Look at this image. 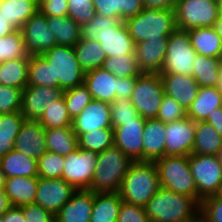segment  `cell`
Segmentation results:
<instances>
[{
    "instance_id": "45",
    "label": "cell",
    "mask_w": 222,
    "mask_h": 222,
    "mask_svg": "<svg viewBox=\"0 0 222 222\" xmlns=\"http://www.w3.org/2000/svg\"><path fill=\"white\" fill-rule=\"evenodd\" d=\"M38 177L44 179L63 178L64 156L46 151L38 160Z\"/></svg>"
},
{
    "instance_id": "51",
    "label": "cell",
    "mask_w": 222,
    "mask_h": 222,
    "mask_svg": "<svg viewBox=\"0 0 222 222\" xmlns=\"http://www.w3.org/2000/svg\"><path fill=\"white\" fill-rule=\"evenodd\" d=\"M68 0H39V12L46 17L68 16Z\"/></svg>"
},
{
    "instance_id": "28",
    "label": "cell",
    "mask_w": 222,
    "mask_h": 222,
    "mask_svg": "<svg viewBox=\"0 0 222 222\" xmlns=\"http://www.w3.org/2000/svg\"><path fill=\"white\" fill-rule=\"evenodd\" d=\"M121 203L119 192L94 193L90 222H117Z\"/></svg>"
},
{
    "instance_id": "20",
    "label": "cell",
    "mask_w": 222,
    "mask_h": 222,
    "mask_svg": "<svg viewBox=\"0 0 222 222\" xmlns=\"http://www.w3.org/2000/svg\"><path fill=\"white\" fill-rule=\"evenodd\" d=\"M168 39H148L135 44L141 73L160 74L163 69Z\"/></svg>"
},
{
    "instance_id": "46",
    "label": "cell",
    "mask_w": 222,
    "mask_h": 222,
    "mask_svg": "<svg viewBox=\"0 0 222 222\" xmlns=\"http://www.w3.org/2000/svg\"><path fill=\"white\" fill-rule=\"evenodd\" d=\"M21 102L22 89L0 84V114L19 112Z\"/></svg>"
},
{
    "instance_id": "9",
    "label": "cell",
    "mask_w": 222,
    "mask_h": 222,
    "mask_svg": "<svg viewBox=\"0 0 222 222\" xmlns=\"http://www.w3.org/2000/svg\"><path fill=\"white\" fill-rule=\"evenodd\" d=\"M197 52L190 43L186 30L176 28L167 41V51L160 75L181 74L192 76Z\"/></svg>"
},
{
    "instance_id": "12",
    "label": "cell",
    "mask_w": 222,
    "mask_h": 222,
    "mask_svg": "<svg viewBox=\"0 0 222 222\" xmlns=\"http://www.w3.org/2000/svg\"><path fill=\"white\" fill-rule=\"evenodd\" d=\"M98 153L77 148L64 156L63 179L76 190H88L91 187L97 165Z\"/></svg>"
},
{
    "instance_id": "41",
    "label": "cell",
    "mask_w": 222,
    "mask_h": 222,
    "mask_svg": "<svg viewBox=\"0 0 222 222\" xmlns=\"http://www.w3.org/2000/svg\"><path fill=\"white\" fill-rule=\"evenodd\" d=\"M28 85L53 87L52 67L41 55H30Z\"/></svg>"
},
{
    "instance_id": "48",
    "label": "cell",
    "mask_w": 222,
    "mask_h": 222,
    "mask_svg": "<svg viewBox=\"0 0 222 222\" xmlns=\"http://www.w3.org/2000/svg\"><path fill=\"white\" fill-rule=\"evenodd\" d=\"M68 17L82 26L96 14L92 0H68Z\"/></svg>"
},
{
    "instance_id": "4",
    "label": "cell",
    "mask_w": 222,
    "mask_h": 222,
    "mask_svg": "<svg viewBox=\"0 0 222 222\" xmlns=\"http://www.w3.org/2000/svg\"><path fill=\"white\" fill-rule=\"evenodd\" d=\"M124 22L134 44L148 39H168L177 28L175 11L169 9L144 8Z\"/></svg>"
},
{
    "instance_id": "23",
    "label": "cell",
    "mask_w": 222,
    "mask_h": 222,
    "mask_svg": "<svg viewBox=\"0 0 222 222\" xmlns=\"http://www.w3.org/2000/svg\"><path fill=\"white\" fill-rule=\"evenodd\" d=\"M164 85V93L188 110L197 97L199 85L193 76L171 74L160 75Z\"/></svg>"
},
{
    "instance_id": "47",
    "label": "cell",
    "mask_w": 222,
    "mask_h": 222,
    "mask_svg": "<svg viewBox=\"0 0 222 222\" xmlns=\"http://www.w3.org/2000/svg\"><path fill=\"white\" fill-rule=\"evenodd\" d=\"M185 117H187V110L175 99L164 94L156 119L164 123H170Z\"/></svg>"
},
{
    "instance_id": "17",
    "label": "cell",
    "mask_w": 222,
    "mask_h": 222,
    "mask_svg": "<svg viewBox=\"0 0 222 222\" xmlns=\"http://www.w3.org/2000/svg\"><path fill=\"white\" fill-rule=\"evenodd\" d=\"M143 117L136 121L123 122L114 128V145L119 148L132 162L143 161Z\"/></svg>"
},
{
    "instance_id": "53",
    "label": "cell",
    "mask_w": 222,
    "mask_h": 222,
    "mask_svg": "<svg viewBox=\"0 0 222 222\" xmlns=\"http://www.w3.org/2000/svg\"><path fill=\"white\" fill-rule=\"evenodd\" d=\"M144 9L142 0H118V19H126L136 16Z\"/></svg>"
},
{
    "instance_id": "39",
    "label": "cell",
    "mask_w": 222,
    "mask_h": 222,
    "mask_svg": "<svg viewBox=\"0 0 222 222\" xmlns=\"http://www.w3.org/2000/svg\"><path fill=\"white\" fill-rule=\"evenodd\" d=\"M38 122L45 129L72 127V119L69 116L63 95L47 106Z\"/></svg>"
},
{
    "instance_id": "61",
    "label": "cell",
    "mask_w": 222,
    "mask_h": 222,
    "mask_svg": "<svg viewBox=\"0 0 222 222\" xmlns=\"http://www.w3.org/2000/svg\"><path fill=\"white\" fill-rule=\"evenodd\" d=\"M5 182H6V176L0 166V190L4 189Z\"/></svg>"
},
{
    "instance_id": "14",
    "label": "cell",
    "mask_w": 222,
    "mask_h": 222,
    "mask_svg": "<svg viewBox=\"0 0 222 222\" xmlns=\"http://www.w3.org/2000/svg\"><path fill=\"white\" fill-rule=\"evenodd\" d=\"M196 122L189 117L166 123L165 156H189L195 142Z\"/></svg>"
},
{
    "instance_id": "18",
    "label": "cell",
    "mask_w": 222,
    "mask_h": 222,
    "mask_svg": "<svg viewBox=\"0 0 222 222\" xmlns=\"http://www.w3.org/2000/svg\"><path fill=\"white\" fill-rule=\"evenodd\" d=\"M112 128L109 103L92 100L87 107L72 120L76 136L95 129Z\"/></svg>"
},
{
    "instance_id": "44",
    "label": "cell",
    "mask_w": 222,
    "mask_h": 222,
    "mask_svg": "<svg viewBox=\"0 0 222 222\" xmlns=\"http://www.w3.org/2000/svg\"><path fill=\"white\" fill-rule=\"evenodd\" d=\"M112 128L120 127L123 122L136 121L140 116L138 110L131 103V98H116L109 103Z\"/></svg>"
},
{
    "instance_id": "69",
    "label": "cell",
    "mask_w": 222,
    "mask_h": 222,
    "mask_svg": "<svg viewBox=\"0 0 222 222\" xmlns=\"http://www.w3.org/2000/svg\"><path fill=\"white\" fill-rule=\"evenodd\" d=\"M0 222H4L3 216H0Z\"/></svg>"
},
{
    "instance_id": "66",
    "label": "cell",
    "mask_w": 222,
    "mask_h": 222,
    "mask_svg": "<svg viewBox=\"0 0 222 222\" xmlns=\"http://www.w3.org/2000/svg\"><path fill=\"white\" fill-rule=\"evenodd\" d=\"M218 161L222 165V150L217 154Z\"/></svg>"
},
{
    "instance_id": "15",
    "label": "cell",
    "mask_w": 222,
    "mask_h": 222,
    "mask_svg": "<svg viewBox=\"0 0 222 222\" xmlns=\"http://www.w3.org/2000/svg\"><path fill=\"white\" fill-rule=\"evenodd\" d=\"M76 191L63 178L44 179L39 177L34 203L56 215Z\"/></svg>"
},
{
    "instance_id": "57",
    "label": "cell",
    "mask_w": 222,
    "mask_h": 222,
    "mask_svg": "<svg viewBox=\"0 0 222 222\" xmlns=\"http://www.w3.org/2000/svg\"><path fill=\"white\" fill-rule=\"evenodd\" d=\"M2 216L4 222H26L21 207L11 206Z\"/></svg>"
},
{
    "instance_id": "25",
    "label": "cell",
    "mask_w": 222,
    "mask_h": 222,
    "mask_svg": "<svg viewBox=\"0 0 222 222\" xmlns=\"http://www.w3.org/2000/svg\"><path fill=\"white\" fill-rule=\"evenodd\" d=\"M39 177H8L4 184L6 193L11 206L22 207L34 204Z\"/></svg>"
},
{
    "instance_id": "2",
    "label": "cell",
    "mask_w": 222,
    "mask_h": 222,
    "mask_svg": "<svg viewBox=\"0 0 222 222\" xmlns=\"http://www.w3.org/2000/svg\"><path fill=\"white\" fill-rule=\"evenodd\" d=\"M150 222H193L200 205L186 195L162 187L144 206Z\"/></svg>"
},
{
    "instance_id": "3",
    "label": "cell",
    "mask_w": 222,
    "mask_h": 222,
    "mask_svg": "<svg viewBox=\"0 0 222 222\" xmlns=\"http://www.w3.org/2000/svg\"><path fill=\"white\" fill-rule=\"evenodd\" d=\"M159 188V174L155 162L136 161L129 165L119 194L122 201L144 207Z\"/></svg>"
},
{
    "instance_id": "5",
    "label": "cell",
    "mask_w": 222,
    "mask_h": 222,
    "mask_svg": "<svg viewBox=\"0 0 222 222\" xmlns=\"http://www.w3.org/2000/svg\"><path fill=\"white\" fill-rule=\"evenodd\" d=\"M132 161L115 145L98 153L97 165L90 191L94 193L119 192Z\"/></svg>"
},
{
    "instance_id": "54",
    "label": "cell",
    "mask_w": 222,
    "mask_h": 222,
    "mask_svg": "<svg viewBox=\"0 0 222 222\" xmlns=\"http://www.w3.org/2000/svg\"><path fill=\"white\" fill-rule=\"evenodd\" d=\"M96 14L118 19V0H92Z\"/></svg>"
},
{
    "instance_id": "56",
    "label": "cell",
    "mask_w": 222,
    "mask_h": 222,
    "mask_svg": "<svg viewBox=\"0 0 222 222\" xmlns=\"http://www.w3.org/2000/svg\"><path fill=\"white\" fill-rule=\"evenodd\" d=\"M178 0H142L144 8L174 10Z\"/></svg>"
},
{
    "instance_id": "52",
    "label": "cell",
    "mask_w": 222,
    "mask_h": 222,
    "mask_svg": "<svg viewBox=\"0 0 222 222\" xmlns=\"http://www.w3.org/2000/svg\"><path fill=\"white\" fill-rule=\"evenodd\" d=\"M26 222H55V215L37 204L21 207Z\"/></svg>"
},
{
    "instance_id": "11",
    "label": "cell",
    "mask_w": 222,
    "mask_h": 222,
    "mask_svg": "<svg viewBox=\"0 0 222 222\" xmlns=\"http://www.w3.org/2000/svg\"><path fill=\"white\" fill-rule=\"evenodd\" d=\"M191 174L197 187V203L217 193L222 181V165L217 156L190 154Z\"/></svg>"
},
{
    "instance_id": "8",
    "label": "cell",
    "mask_w": 222,
    "mask_h": 222,
    "mask_svg": "<svg viewBox=\"0 0 222 222\" xmlns=\"http://www.w3.org/2000/svg\"><path fill=\"white\" fill-rule=\"evenodd\" d=\"M174 11L176 27L186 31L215 27L221 18L219 0H178Z\"/></svg>"
},
{
    "instance_id": "38",
    "label": "cell",
    "mask_w": 222,
    "mask_h": 222,
    "mask_svg": "<svg viewBox=\"0 0 222 222\" xmlns=\"http://www.w3.org/2000/svg\"><path fill=\"white\" fill-rule=\"evenodd\" d=\"M78 148L101 153L114 145V129L101 128L77 136Z\"/></svg>"
},
{
    "instance_id": "21",
    "label": "cell",
    "mask_w": 222,
    "mask_h": 222,
    "mask_svg": "<svg viewBox=\"0 0 222 222\" xmlns=\"http://www.w3.org/2000/svg\"><path fill=\"white\" fill-rule=\"evenodd\" d=\"M84 85L94 100L111 103L118 98V77L103 67L86 72Z\"/></svg>"
},
{
    "instance_id": "36",
    "label": "cell",
    "mask_w": 222,
    "mask_h": 222,
    "mask_svg": "<svg viewBox=\"0 0 222 222\" xmlns=\"http://www.w3.org/2000/svg\"><path fill=\"white\" fill-rule=\"evenodd\" d=\"M192 76L199 87H216L222 67L221 59L197 54Z\"/></svg>"
},
{
    "instance_id": "22",
    "label": "cell",
    "mask_w": 222,
    "mask_h": 222,
    "mask_svg": "<svg viewBox=\"0 0 222 222\" xmlns=\"http://www.w3.org/2000/svg\"><path fill=\"white\" fill-rule=\"evenodd\" d=\"M94 192L76 190L55 215V222H90Z\"/></svg>"
},
{
    "instance_id": "55",
    "label": "cell",
    "mask_w": 222,
    "mask_h": 222,
    "mask_svg": "<svg viewBox=\"0 0 222 222\" xmlns=\"http://www.w3.org/2000/svg\"><path fill=\"white\" fill-rule=\"evenodd\" d=\"M136 80L137 77L118 78V98H130L133 93Z\"/></svg>"
},
{
    "instance_id": "29",
    "label": "cell",
    "mask_w": 222,
    "mask_h": 222,
    "mask_svg": "<svg viewBox=\"0 0 222 222\" xmlns=\"http://www.w3.org/2000/svg\"><path fill=\"white\" fill-rule=\"evenodd\" d=\"M0 166L6 178L16 176L38 177L37 160L15 149L0 158Z\"/></svg>"
},
{
    "instance_id": "16",
    "label": "cell",
    "mask_w": 222,
    "mask_h": 222,
    "mask_svg": "<svg viewBox=\"0 0 222 222\" xmlns=\"http://www.w3.org/2000/svg\"><path fill=\"white\" fill-rule=\"evenodd\" d=\"M59 87L27 85L22 90L21 114L26 120L38 121L47 106L63 95Z\"/></svg>"
},
{
    "instance_id": "65",
    "label": "cell",
    "mask_w": 222,
    "mask_h": 222,
    "mask_svg": "<svg viewBox=\"0 0 222 222\" xmlns=\"http://www.w3.org/2000/svg\"><path fill=\"white\" fill-rule=\"evenodd\" d=\"M217 197L222 198V181L220 183L219 189L217 191V193L215 194Z\"/></svg>"
},
{
    "instance_id": "32",
    "label": "cell",
    "mask_w": 222,
    "mask_h": 222,
    "mask_svg": "<svg viewBox=\"0 0 222 222\" xmlns=\"http://www.w3.org/2000/svg\"><path fill=\"white\" fill-rule=\"evenodd\" d=\"M57 45L74 47L81 39V26L68 16L47 17Z\"/></svg>"
},
{
    "instance_id": "60",
    "label": "cell",
    "mask_w": 222,
    "mask_h": 222,
    "mask_svg": "<svg viewBox=\"0 0 222 222\" xmlns=\"http://www.w3.org/2000/svg\"><path fill=\"white\" fill-rule=\"evenodd\" d=\"M11 204L9 203L8 197L3 190H0V216H2L9 208Z\"/></svg>"
},
{
    "instance_id": "67",
    "label": "cell",
    "mask_w": 222,
    "mask_h": 222,
    "mask_svg": "<svg viewBox=\"0 0 222 222\" xmlns=\"http://www.w3.org/2000/svg\"><path fill=\"white\" fill-rule=\"evenodd\" d=\"M219 5H220V16L222 18V0H219Z\"/></svg>"
},
{
    "instance_id": "26",
    "label": "cell",
    "mask_w": 222,
    "mask_h": 222,
    "mask_svg": "<svg viewBox=\"0 0 222 222\" xmlns=\"http://www.w3.org/2000/svg\"><path fill=\"white\" fill-rule=\"evenodd\" d=\"M190 43L199 55L222 58V38L216 27H198L187 30Z\"/></svg>"
},
{
    "instance_id": "24",
    "label": "cell",
    "mask_w": 222,
    "mask_h": 222,
    "mask_svg": "<svg viewBox=\"0 0 222 222\" xmlns=\"http://www.w3.org/2000/svg\"><path fill=\"white\" fill-rule=\"evenodd\" d=\"M166 123L146 119L143 130V161L155 162L165 156Z\"/></svg>"
},
{
    "instance_id": "59",
    "label": "cell",
    "mask_w": 222,
    "mask_h": 222,
    "mask_svg": "<svg viewBox=\"0 0 222 222\" xmlns=\"http://www.w3.org/2000/svg\"><path fill=\"white\" fill-rule=\"evenodd\" d=\"M16 28L10 23L7 22V19L0 12V37H4L14 32Z\"/></svg>"
},
{
    "instance_id": "33",
    "label": "cell",
    "mask_w": 222,
    "mask_h": 222,
    "mask_svg": "<svg viewBox=\"0 0 222 222\" xmlns=\"http://www.w3.org/2000/svg\"><path fill=\"white\" fill-rule=\"evenodd\" d=\"M47 150L68 156L78 148L77 136L72 127L45 129Z\"/></svg>"
},
{
    "instance_id": "19",
    "label": "cell",
    "mask_w": 222,
    "mask_h": 222,
    "mask_svg": "<svg viewBox=\"0 0 222 222\" xmlns=\"http://www.w3.org/2000/svg\"><path fill=\"white\" fill-rule=\"evenodd\" d=\"M14 149L38 160L47 150L45 128L34 120H25L14 142Z\"/></svg>"
},
{
    "instance_id": "31",
    "label": "cell",
    "mask_w": 222,
    "mask_h": 222,
    "mask_svg": "<svg viewBox=\"0 0 222 222\" xmlns=\"http://www.w3.org/2000/svg\"><path fill=\"white\" fill-rule=\"evenodd\" d=\"M221 150L222 137L219 133L205 121L196 122L192 154L217 156Z\"/></svg>"
},
{
    "instance_id": "13",
    "label": "cell",
    "mask_w": 222,
    "mask_h": 222,
    "mask_svg": "<svg viewBox=\"0 0 222 222\" xmlns=\"http://www.w3.org/2000/svg\"><path fill=\"white\" fill-rule=\"evenodd\" d=\"M28 55H42L57 45L56 38L47 24V17L39 11L20 29Z\"/></svg>"
},
{
    "instance_id": "6",
    "label": "cell",
    "mask_w": 222,
    "mask_h": 222,
    "mask_svg": "<svg viewBox=\"0 0 222 222\" xmlns=\"http://www.w3.org/2000/svg\"><path fill=\"white\" fill-rule=\"evenodd\" d=\"M41 56L52 67L53 87L64 91L84 84L85 72L79 64L74 47L56 45Z\"/></svg>"
},
{
    "instance_id": "49",
    "label": "cell",
    "mask_w": 222,
    "mask_h": 222,
    "mask_svg": "<svg viewBox=\"0 0 222 222\" xmlns=\"http://www.w3.org/2000/svg\"><path fill=\"white\" fill-rule=\"evenodd\" d=\"M199 214L208 222H222V198L213 195L201 200Z\"/></svg>"
},
{
    "instance_id": "34",
    "label": "cell",
    "mask_w": 222,
    "mask_h": 222,
    "mask_svg": "<svg viewBox=\"0 0 222 222\" xmlns=\"http://www.w3.org/2000/svg\"><path fill=\"white\" fill-rule=\"evenodd\" d=\"M39 11V2L0 0V12L16 29Z\"/></svg>"
},
{
    "instance_id": "37",
    "label": "cell",
    "mask_w": 222,
    "mask_h": 222,
    "mask_svg": "<svg viewBox=\"0 0 222 222\" xmlns=\"http://www.w3.org/2000/svg\"><path fill=\"white\" fill-rule=\"evenodd\" d=\"M25 120L20 111L0 114V158L14 149V142Z\"/></svg>"
},
{
    "instance_id": "43",
    "label": "cell",
    "mask_w": 222,
    "mask_h": 222,
    "mask_svg": "<svg viewBox=\"0 0 222 222\" xmlns=\"http://www.w3.org/2000/svg\"><path fill=\"white\" fill-rule=\"evenodd\" d=\"M63 97L69 116L72 120L93 100L90 92L84 84L64 90Z\"/></svg>"
},
{
    "instance_id": "63",
    "label": "cell",
    "mask_w": 222,
    "mask_h": 222,
    "mask_svg": "<svg viewBox=\"0 0 222 222\" xmlns=\"http://www.w3.org/2000/svg\"><path fill=\"white\" fill-rule=\"evenodd\" d=\"M215 27L217 28V30L222 38V18H220V20L218 21V23L216 24Z\"/></svg>"
},
{
    "instance_id": "62",
    "label": "cell",
    "mask_w": 222,
    "mask_h": 222,
    "mask_svg": "<svg viewBox=\"0 0 222 222\" xmlns=\"http://www.w3.org/2000/svg\"><path fill=\"white\" fill-rule=\"evenodd\" d=\"M216 88L222 93V67H221V71L219 74V80H218Z\"/></svg>"
},
{
    "instance_id": "50",
    "label": "cell",
    "mask_w": 222,
    "mask_h": 222,
    "mask_svg": "<svg viewBox=\"0 0 222 222\" xmlns=\"http://www.w3.org/2000/svg\"><path fill=\"white\" fill-rule=\"evenodd\" d=\"M117 222H150L145 208L122 201Z\"/></svg>"
},
{
    "instance_id": "30",
    "label": "cell",
    "mask_w": 222,
    "mask_h": 222,
    "mask_svg": "<svg viewBox=\"0 0 222 222\" xmlns=\"http://www.w3.org/2000/svg\"><path fill=\"white\" fill-rule=\"evenodd\" d=\"M30 55L0 63V84L24 89L28 85Z\"/></svg>"
},
{
    "instance_id": "58",
    "label": "cell",
    "mask_w": 222,
    "mask_h": 222,
    "mask_svg": "<svg viewBox=\"0 0 222 222\" xmlns=\"http://www.w3.org/2000/svg\"><path fill=\"white\" fill-rule=\"evenodd\" d=\"M205 122L209 123L222 137V107L215 109V112L209 115Z\"/></svg>"
},
{
    "instance_id": "27",
    "label": "cell",
    "mask_w": 222,
    "mask_h": 222,
    "mask_svg": "<svg viewBox=\"0 0 222 222\" xmlns=\"http://www.w3.org/2000/svg\"><path fill=\"white\" fill-rule=\"evenodd\" d=\"M219 107H222V93L216 87H199L197 97L187 110V117L194 122L205 121Z\"/></svg>"
},
{
    "instance_id": "1",
    "label": "cell",
    "mask_w": 222,
    "mask_h": 222,
    "mask_svg": "<svg viewBox=\"0 0 222 222\" xmlns=\"http://www.w3.org/2000/svg\"><path fill=\"white\" fill-rule=\"evenodd\" d=\"M81 38L98 40L106 57L135 53V44L124 21L95 16L81 26Z\"/></svg>"
},
{
    "instance_id": "42",
    "label": "cell",
    "mask_w": 222,
    "mask_h": 222,
    "mask_svg": "<svg viewBox=\"0 0 222 222\" xmlns=\"http://www.w3.org/2000/svg\"><path fill=\"white\" fill-rule=\"evenodd\" d=\"M26 55L23 34L20 29L0 37V63L24 58Z\"/></svg>"
},
{
    "instance_id": "7",
    "label": "cell",
    "mask_w": 222,
    "mask_h": 222,
    "mask_svg": "<svg viewBox=\"0 0 222 222\" xmlns=\"http://www.w3.org/2000/svg\"><path fill=\"white\" fill-rule=\"evenodd\" d=\"M160 187L192 197L197 202V187L188 156H164L155 161Z\"/></svg>"
},
{
    "instance_id": "64",
    "label": "cell",
    "mask_w": 222,
    "mask_h": 222,
    "mask_svg": "<svg viewBox=\"0 0 222 222\" xmlns=\"http://www.w3.org/2000/svg\"><path fill=\"white\" fill-rule=\"evenodd\" d=\"M193 222H208V221L199 214V215L193 220Z\"/></svg>"
},
{
    "instance_id": "35",
    "label": "cell",
    "mask_w": 222,
    "mask_h": 222,
    "mask_svg": "<svg viewBox=\"0 0 222 222\" xmlns=\"http://www.w3.org/2000/svg\"><path fill=\"white\" fill-rule=\"evenodd\" d=\"M77 59L83 71H88L102 67L107 58L98 40H86L81 38L74 46Z\"/></svg>"
},
{
    "instance_id": "68",
    "label": "cell",
    "mask_w": 222,
    "mask_h": 222,
    "mask_svg": "<svg viewBox=\"0 0 222 222\" xmlns=\"http://www.w3.org/2000/svg\"><path fill=\"white\" fill-rule=\"evenodd\" d=\"M19 1V0H16ZM20 1H25V2H39V0H20Z\"/></svg>"
},
{
    "instance_id": "40",
    "label": "cell",
    "mask_w": 222,
    "mask_h": 222,
    "mask_svg": "<svg viewBox=\"0 0 222 222\" xmlns=\"http://www.w3.org/2000/svg\"><path fill=\"white\" fill-rule=\"evenodd\" d=\"M105 70L118 78L137 77L141 74L135 53L122 56H110L104 60Z\"/></svg>"
},
{
    "instance_id": "10",
    "label": "cell",
    "mask_w": 222,
    "mask_h": 222,
    "mask_svg": "<svg viewBox=\"0 0 222 222\" xmlns=\"http://www.w3.org/2000/svg\"><path fill=\"white\" fill-rule=\"evenodd\" d=\"M164 94L160 74L141 73L137 76L130 98L141 117L153 119L157 116Z\"/></svg>"
}]
</instances>
